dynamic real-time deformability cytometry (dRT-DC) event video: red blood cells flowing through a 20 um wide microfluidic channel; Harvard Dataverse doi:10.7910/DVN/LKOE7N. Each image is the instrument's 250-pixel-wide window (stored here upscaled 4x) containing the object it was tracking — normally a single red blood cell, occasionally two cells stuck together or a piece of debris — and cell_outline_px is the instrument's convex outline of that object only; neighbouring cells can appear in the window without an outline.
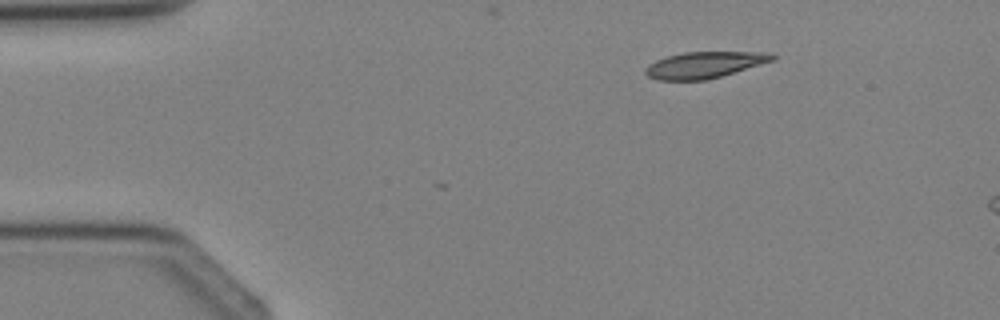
{"species": "Egyptian fruit bat (a non-hibernating species)", "species_latin": "Rousettus aegyptiacus", "temperature_condition": "cold", "stored_images_in_passage": 4, "camera_frame_rate_fps": 3000, "um_per_image_px": 0.085, "animal": {"sex": "female"}, "frame": {"image": 1, "passage_image": 1, "time_ms": 0.0, "image_size_px": [1000, 320], "cell_outline_px": [[776, 60], [720, 76], [704, 80], [660, 80], [648, 76], [644, 72], [644, 68], [648, 64], [656, 60], [668, 56], [684, 52], [764, 52], [776, 56]], "centroid_in_image_um": [59.86, 5.51], "position_along_channel_um": 25.1, "area_um2": 19.36}}
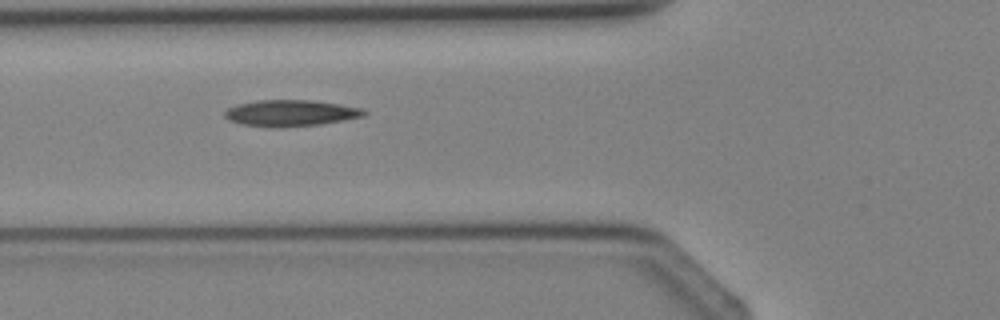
{"frame": {"image": 2, "passage_image": 3, "time_ms": 2.667, "image_size_px": [1000, 320], "cell_outline_px": [[368, 112], [364, 116], [344, 120], [320, 124], [280, 128], [268, 128], [240, 124], [228, 120], [224, 116], [224, 112], [228, 108], [236, 104], [260, 100], [312, 100], [340, 104], [364, 108]], "centroid_in_image_um": [24.69, 9.62], "position_along_channel_um": 101.1, "area_um2": 21.73}}
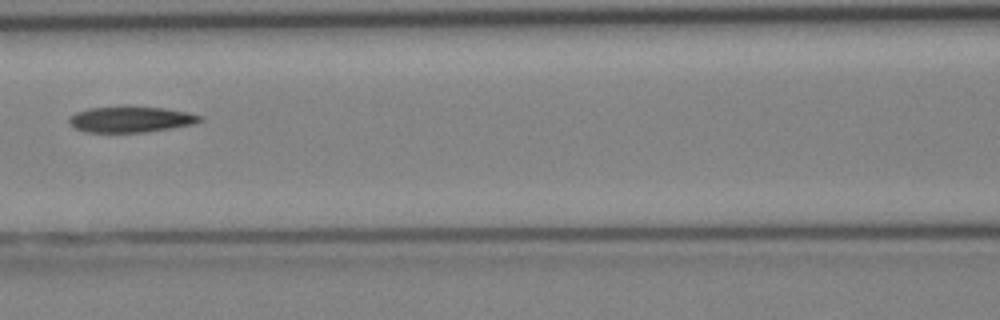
{"frame": {"image": 3, "passage_image": 4, "time_ms": 3.667, "image_size_px": [1000, 320], "cell_outline_px": [[204, 120], [196, 124], [172, 128], [144, 132], [84, 132], [76, 128], [68, 120], [68, 116], [76, 112], [88, 108], [128, 104], [164, 108], [188, 112], [204, 116]], "centroid_in_image_um": [11.15, 10.11], "position_along_channel_um": 155.4, "area_um2": 20.52}}